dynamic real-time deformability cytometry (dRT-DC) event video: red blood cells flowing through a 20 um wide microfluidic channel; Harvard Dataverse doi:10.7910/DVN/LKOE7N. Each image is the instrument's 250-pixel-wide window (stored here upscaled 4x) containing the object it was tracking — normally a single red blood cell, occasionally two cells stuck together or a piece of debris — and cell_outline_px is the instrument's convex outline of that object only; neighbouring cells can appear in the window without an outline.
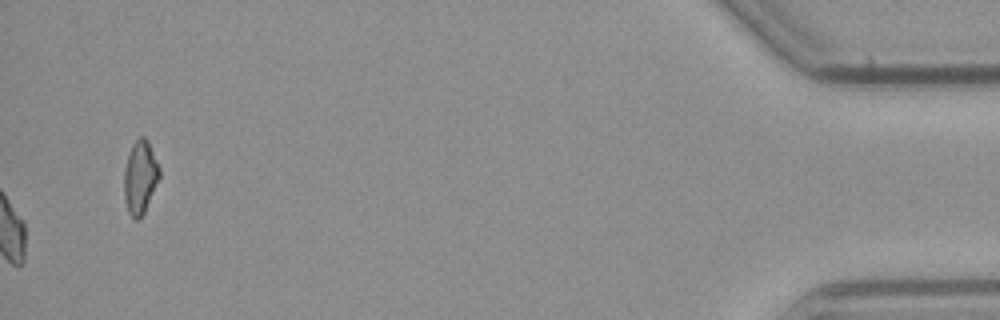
{"species": "common noctule bat (a hibernating species)", "species_latin": "Nyctalus noctula", "temperature_condition": "cold", "stored_images_in_passage": 38, "camera_frame_rate_fps": 3000, "um_per_image_px": 0.085, "animal": {"sex": "male", "body_mass_g": 23.1, "forearm_length_mm": 52.7}, "frame": {"image": 1, "passage_image": 38, "time_ms": 12.333, "image_size_px": [1000, 320], "cell_outline_px": [[160, 176], [144, 212], [136, 220], [128, 212], [124, 196], [124, 168], [132, 144], [140, 136], [144, 136], [148, 140], [160, 168]], "centroid_in_image_um": [11.91, 15.02], "position_along_channel_um": 423.3, "area_um2": 14.91}}